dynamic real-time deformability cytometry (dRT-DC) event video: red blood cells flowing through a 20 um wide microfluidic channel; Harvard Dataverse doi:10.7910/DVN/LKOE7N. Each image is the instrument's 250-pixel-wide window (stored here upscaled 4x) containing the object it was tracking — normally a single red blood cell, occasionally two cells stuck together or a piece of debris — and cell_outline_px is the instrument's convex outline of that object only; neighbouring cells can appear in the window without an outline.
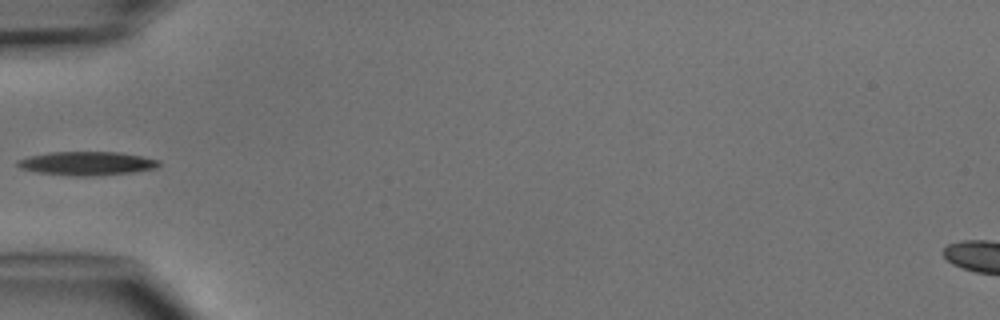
{"species": "common noctule bat (a hibernating species)", "species_latin": "Nyctalus noctula", "temperature_condition": "cold", "stored_images_in_passage": 1, "camera_frame_rate_fps": 3000, "um_per_image_px": 0.085, "animal": {"sex": "male", "body_mass_g": 15.6}, "frame": {"image": 1, "passage_image": 1, "time_ms": 0.0, "image_size_px": [1000, 320], "cell_outline_px": [[160, 164], [156, 168], [132, 172], [92, 176], [76, 176], [36, 172], [20, 168], [16, 164], [16, 160], [28, 156], [48, 152], [120, 152], [160, 160]], "centroid_in_image_um": [7.35, 13.88], "position_along_channel_um": 77.7, "area_um2": 19.54}}